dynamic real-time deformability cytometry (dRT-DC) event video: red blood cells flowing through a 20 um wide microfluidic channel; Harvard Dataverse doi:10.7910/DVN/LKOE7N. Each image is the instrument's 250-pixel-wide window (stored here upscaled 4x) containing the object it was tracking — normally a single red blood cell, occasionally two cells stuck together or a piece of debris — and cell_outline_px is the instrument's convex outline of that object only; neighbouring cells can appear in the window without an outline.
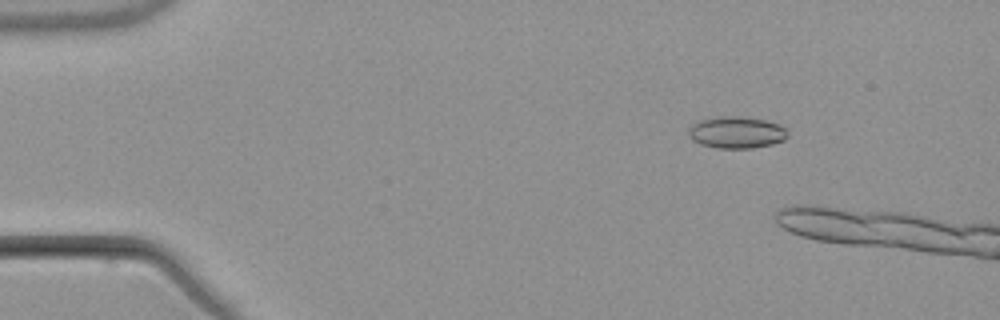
{"species": "common noctule bat (a hibernating species)", "species_latin": "Nyctalus noctula", "temperature_condition": "warm", "stored_images_in_passage": 4, "camera_frame_rate_fps": 3000, "um_per_image_px": 0.085, "animal": {"sex": "male", "body_mass_g": 21.5, "forearm_length_mm": 52.0}, "frame": {"image": 1, "passage_image": 3, "time_ms": 2.333, "image_size_px": [1000, 320], "cell_outline_px": [[788, 136], [784, 140], [772, 144], [752, 148], [720, 148], [700, 144], [692, 140], [688, 136], [688, 128], [692, 124], [700, 120], [716, 116], [744, 116], [764, 120], [780, 124], [788, 128]], "centroid_in_image_um": [62.61, 11.24], "position_along_channel_um": 22.4, "area_um2": 18.67}}